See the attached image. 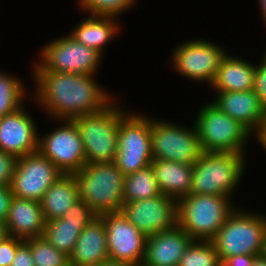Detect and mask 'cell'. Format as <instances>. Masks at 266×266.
Here are the masks:
<instances>
[{
  "mask_svg": "<svg viewBox=\"0 0 266 266\" xmlns=\"http://www.w3.org/2000/svg\"><path fill=\"white\" fill-rule=\"evenodd\" d=\"M30 65L35 86L28 99L42 109L50 121L96 113L117 98L99 84L97 75L41 71L34 63Z\"/></svg>",
  "mask_w": 266,
  "mask_h": 266,
  "instance_id": "6da1fadb",
  "label": "cell"
},
{
  "mask_svg": "<svg viewBox=\"0 0 266 266\" xmlns=\"http://www.w3.org/2000/svg\"><path fill=\"white\" fill-rule=\"evenodd\" d=\"M248 157L245 154L203 151L192 165V194L229 197L239 191L246 175Z\"/></svg>",
  "mask_w": 266,
  "mask_h": 266,
  "instance_id": "7a4b0ae2",
  "label": "cell"
},
{
  "mask_svg": "<svg viewBox=\"0 0 266 266\" xmlns=\"http://www.w3.org/2000/svg\"><path fill=\"white\" fill-rule=\"evenodd\" d=\"M79 199L97 215L121 212L125 175L114 162L85 163L73 173Z\"/></svg>",
  "mask_w": 266,
  "mask_h": 266,
  "instance_id": "3957f363",
  "label": "cell"
},
{
  "mask_svg": "<svg viewBox=\"0 0 266 266\" xmlns=\"http://www.w3.org/2000/svg\"><path fill=\"white\" fill-rule=\"evenodd\" d=\"M118 99L101 111L72 119L83 143L85 163L115 162L119 121L129 111Z\"/></svg>",
  "mask_w": 266,
  "mask_h": 266,
  "instance_id": "277c9868",
  "label": "cell"
},
{
  "mask_svg": "<svg viewBox=\"0 0 266 266\" xmlns=\"http://www.w3.org/2000/svg\"><path fill=\"white\" fill-rule=\"evenodd\" d=\"M265 230V212L237 205L211 241L222 263L235 255L260 256Z\"/></svg>",
  "mask_w": 266,
  "mask_h": 266,
  "instance_id": "5b68a950",
  "label": "cell"
},
{
  "mask_svg": "<svg viewBox=\"0 0 266 266\" xmlns=\"http://www.w3.org/2000/svg\"><path fill=\"white\" fill-rule=\"evenodd\" d=\"M225 196L192 194L177 203V225L193 240L211 241L240 204Z\"/></svg>",
  "mask_w": 266,
  "mask_h": 266,
  "instance_id": "8992f818",
  "label": "cell"
},
{
  "mask_svg": "<svg viewBox=\"0 0 266 266\" xmlns=\"http://www.w3.org/2000/svg\"><path fill=\"white\" fill-rule=\"evenodd\" d=\"M195 115L193 122L203 151L247 156L248 141L254 135L240 122L220 110L211 100L199 106Z\"/></svg>",
  "mask_w": 266,
  "mask_h": 266,
  "instance_id": "52a82bcc",
  "label": "cell"
},
{
  "mask_svg": "<svg viewBox=\"0 0 266 266\" xmlns=\"http://www.w3.org/2000/svg\"><path fill=\"white\" fill-rule=\"evenodd\" d=\"M52 40V41H51ZM39 47L34 63L41 71L97 75L103 55L77 42L69 34L61 35Z\"/></svg>",
  "mask_w": 266,
  "mask_h": 266,
  "instance_id": "ba28073f",
  "label": "cell"
},
{
  "mask_svg": "<svg viewBox=\"0 0 266 266\" xmlns=\"http://www.w3.org/2000/svg\"><path fill=\"white\" fill-rule=\"evenodd\" d=\"M177 44L173 45L169 57L174 73L194 83L197 81L204 85L205 82L210 87L221 60L228 52L225 47L211 39L198 37Z\"/></svg>",
  "mask_w": 266,
  "mask_h": 266,
  "instance_id": "9c48e42d",
  "label": "cell"
},
{
  "mask_svg": "<svg viewBox=\"0 0 266 266\" xmlns=\"http://www.w3.org/2000/svg\"><path fill=\"white\" fill-rule=\"evenodd\" d=\"M129 110L119 121L118 149L115 164L127 176L150 165L153 161L151 146V114Z\"/></svg>",
  "mask_w": 266,
  "mask_h": 266,
  "instance_id": "30bf717a",
  "label": "cell"
},
{
  "mask_svg": "<svg viewBox=\"0 0 266 266\" xmlns=\"http://www.w3.org/2000/svg\"><path fill=\"white\" fill-rule=\"evenodd\" d=\"M174 123L151 116V146L153 159L193 165L203 149L194 123Z\"/></svg>",
  "mask_w": 266,
  "mask_h": 266,
  "instance_id": "8fae6325",
  "label": "cell"
},
{
  "mask_svg": "<svg viewBox=\"0 0 266 266\" xmlns=\"http://www.w3.org/2000/svg\"><path fill=\"white\" fill-rule=\"evenodd\" d=\"M52 121L59 126L46 134L39 132L38 151L63 174L78 172L85 165V152L75 122L66 119Z\"/></svg>",
  "mask_w": 266,
  "mask_h": 266,
  "instance_id": "7c38bea8",
  "label": "cell"
},
{
  "mask_svg": "<svg viewBox=\"0 0 266 266\" xmlns=\"http://www.w3.org/2000/svg\"><path fill=\"white\" fill-rule=\"evenodd\" d=\"M63 173L39 151L18 158L12 177L13 196L40 202Z\"/></svg>",
  "mask_w": 266,
  "mask_h": 266,
  "instance_id": "4fadbf2b",
  "label": "cell"
},
{
  "mask_svg": "<svg viewBox=\"0 0 266 266\" xmlns=\"http://www.w3.org/2000/svg\"><path fill=\"white\" fill-rule=\"evenodd\" d=\"M101 217L105 222L109 260L141 266L147 237L122 212Z\"/></svg>",
  "mask_w": 266,
  "mask_h": 266,
  "instance_id": "5bb4252c",
  "label": "cell"
},
{
  "mask_svg": "<svg viewBox=\"0 0 266 266\" xmlns=\"http://www.w3.org/2000/svg\"><path fill=\"white\" fill-rule=\"evenodd\" d=\"M177 201L160 195L123 204L121 212L146 237L177 225Z\"/></svg>",
  "mask_w": 266,
  "mask_h": 266,
  "instance_id": "9a60e30c",
  "label": "cell"
},
{
  "mask_svg": "<svg viewBox=\"0 0 266 266\" xmlns=\"http://www.w3.org/2000/svg\"><path fill=\"white\" fill-rule=\"evenodd\" d=\"M26 106V107H25ZM27 104L0 118V150L21 157L38 151L39 129Z\"/></svg>",
  "mask_w": 266,
  "mask_h": 266,
  "instance_id": "2e32d148",
  "label": "cell"
},
{
  "mask_svg": "<svg viewBox=\"0 0 266 266\" xmlns=\"http://www.w3.org/2000/svg\"><path fill=\"white\" fill-rule=\"evenodd\" d=\"M211 101L224 113L240 122L254 136L261 130L266 120V109L253 90L213 92Z\"/></svg>",
  "mask_w": 266,
  "mask_h": 266,
  "instance_id": "e0dca14e",
  "label": "cell"
},
{
  "mask_svg": "<svg viewBox=\"0 0 266 266\" xmlns=\"http://www.w3.org/2000/svg\"><path fill=\"white\" fill-rule=\"evenodd\" d=\"M193 239L178 225L147 237L141 266H178Z\"/></svg>",
  "mask_w": 266,
  "mask_h": 266,
  "instance_id": "ac0fdd59",
  "label": "cell"
},
{
  "mask_svg": "<svg viewBox=\"0 0 266 266\" xmlns=\"http://www.w3.org/2000/svg\"><path fill=\"white\" fill-rule=\"evenodd\" d=\"M85 16L68 33L77 42L93 48L105 56L106 46H109L111 41L123 33L121 29L124 25L119 22L120 18L116 17L87 14Z\"/></svg>",
  "mask_w": 266,
  "mask_h": 266,
  "instance_id": "d6986e66",
  "label": "cell"
},
{
  "mask_svg": "<svg viewBox=\"0 0 266 266\" xmlns=\"http://www.w3.org/2000/svg\"><path fill=\"white\" fill-rule=\"evenodd\" d=\"M109 260L105 222L97 216L80 233L72 253L70 266H94Z\"/></svg>",
  "mask_w": 266,
  "mask_h": 266,
  "instance_id": "ffe728a7",
  "label": "cell"
},
{
  "mask_svg": "<svg viewBox=\"0 0 266 266\" xmlns=\"http://www.w3.org/2000/svg\"><path fill=\"white\" fill-rule=\"evenodd\" d=\"M4 223L9 236L22 240L43 236L45 220L40 202L13 196Z\"/></svg>",
  "mask_w": 266,
  "mask_h": 266,
  "instance_id": "44dd1931",
  "label": "cell"
},
{
  "mask_svg": "<svg viewBox=\"0 0 266 266\" xmlns=\"http://www.w3.org/2000/svg\"><path fill=\"white\" fill-rule=\"evenodd\" d=\"M255 63L229 51L221 64L209 89L213 92L250 91L253 90Z\"/></svg>",
  "mask_w": 266,
  "mask_h": 266,
  "instance_id": "7402d4cb",
  "label": "cell"
},
{
  "mask_svg": "<svg viewBox=\"0 0 266 266\" xmlns=\"http://www.w3.org/2000/svg\"><path fill=\"white\" fill-rule=\"evenodd\" d=\"M150 165L163 195L178 202L190 194L192 165L157 159Z\"/></svg>",
  "mask_w": 266,
  "mask_h": 266,
  "instance_id": "603a6c76",
  "label": "cell"
},
{
  "mask_svg": "<svg viewBox=\"0 0 266 266\" xmlns=\"http://www.w3.org/2000/svg\"><path fill=\"white\" fill-rule=\"evenodd\" d=\"M77 200H79L78 187L73 174L61 175L40 201L45 222L63 217Z\"/></svg>",
  "mask_w": 266,
  "mask_h": 266,
  "instance_id": "cb8c5ba5",
  "label": "cell"
},
{
  "mask_svg": "<svg viewBox=\"0 0 266 266\" xmlns=\"http://www.w3.org/2000/svg\"><path fill=\"white\" fill-rule=\"evenodd\" d=\"M84 227L80 221L61 217L45 222L43 236L55 248L69 256Z\"/></svg>",
  "mask_w": 266,
  "mask_h": 266,
  "instance_id": "d4e9b609",
  "label": "cell"
},
{
  "mask_svg": "<svg viewBox=\"0 0 266 266\" xmlns=\"http://www.w3.org/2000/svg\"><path fill=\"white\" fill-rule=\"evenodd\" d=\"M23 81L21 76L0 69V118L22 107L31 95V89Z\"/></svg>",
  "mask_w": 266,
  "mask_h": 266,
  "instance_id": "484cf974",
  "label": "cell"
},
{
  "mask_svg": "<svg viewBox=\"0 0 266 266\" xmlns=\"http://www.w3.org/2000/svg\"><path fill=\"white\" fill-rule=\"evenodd\" d=\"M162 195L151 165L128 174L124 180L123 203Z\"/></svg>",
  "mask_w": 266,
  "mask_h": 266,
  "instance_id": "4316f807",
  "label": "cell"
},
{
  "mask_svg": "<svg viewBox=\"0 0 266 266\" xmlns=\"http://www.w3.org/2000/svg\"><path fill=\"white\" fill-rule=\"evenodd\" d=\"M77 8L83 15L119 18L138 5V0H77Z\"/></svg>",
  "mask_w": 266,
  "mask_h": 266,
  "instance_id": "83f0119b",
  "label": "cell"
},
{
  "mask_svg": "<svg viewBox=\"0 0 266 266\" xmlns=\"http://www.w3.org/2000/svg\"><path fill=\"white\" fill-rule=\"evenodd\" d=\"M30 247L35 266H70L69 256L50 244L44 236L24 240Z\"/></svg>",
  "mask_w": 266,
  "mask_h": 266,
  "instance_id": "f1b7e54d",
  "label": "cell"
},
{
  "mask_svg": "<svg viewBox=\"0 0 266 266\" xmlns=\"http://www.w3.org/2000/svg\"><path fill=\"white\" fill-rule=\"evenodd\" d=\"M222 262L212 241L193 240L178 266H221Z\"/></svg>",
  "mask_w": 266,
  "mask_h": 266,
  "instance_id": "f546056e",
  "label": "cell"
},
{
  "mask_svg": "<svg viewBox=\"0 0 266 266\" xmlns=\"http://www.w3.org/2000/svg\"><path fill=\"white\" fill-rule=\"evenodd\" d=\"M96 217L91 207L82 199L77 200L63 216L66 220L80 221L84 226Z\"/></svg>",
  "mask_w": 266,
  "mask_h": 266,
  "instance_id": "4dcf8cb0",
  "label": "cell"
},
{
  "mask_svg": "<svg viewBox=\"0 0 266 266\" xmlns=\"http://www.w3.org/2000/svg\"><path fill=\"white\" fill-rule=\"evenodd\" d=\"M18 156L0 150V186H10L16 170Z\"/></svg>",
  "mask_w": 266,
  "mask_h": 266,
  "instance_id": "1f68e13d",
  "label": "cell"
},
{
  "mask_svg": "<svg viewBox=\"0 0 266 266\" xmlns=\"http://www.w3.org/2000/svg\"><path fill=\"white\" fill-rule=\"evenodd\" d=\"M261 56L260 62L255 64V78L253 91L266 109V52Z\"/></svg>",
  "mask_w": 266,
  "mask_h": 266,
  "instance_id": "d6a6232c",
  "label": "cell"
},
{
  "mask_svg": "<svg viewBox=\"0 0 266 266\" xmlns=\"http://www.w3.org/2000/svg\"><path fill=\"white\" fill-rule=\"evenodd\" d=\"M24 243V240L13 236H6L0 241V266H10L17 249Z\"/></svg>",
  "mask_w": 266,
  "mask_h": 266,
  "instance_id": "836d02e7",
  "label": "cell"
},
{
  "mask_svg": "<svg viewBox=\"0 0 266 266\" xmlns=\"http://www.w3.org/2000/svg\"><path fill=\"white\" fill-rule=\"evenodd\" d=\"M10 266H35L31 249L25 242L17 249Z\"/></svg>",
  "mask_w": 266,
  "mask_h": 266,
  "instance_id": "e575fe53",
  "label": "cell"
},
{
  "mask_svg": "<svg viewBox=\"0 0 266 266\" xmlns=\"http://www.w3.org/2000/svg\"><path fill=\"white\" fill-rule=\"evenodd\" d=\"M13 194L10 186H0V220L4 221L7 218L10 202Z\"/></svg>",
  "mask_w": 266,
  "mask_h": 266,
  "instance_id": "d590c367",
  "label": "cell"
},
{
  "mask_svg": "<svg viewBox=\"0 0 266 266\" xmlns=\"http://www.w3.org/2000/svg\"><path fill=\"white\" fill-rule=\"evenodd\" d=\"M255 255H235L229 257L223 264L225 266H252Z\"/></svg>",
  "mask_w": 266,
  "mask_h": 266,
  "instance_id": "8d00e7d4",
  "label": "cell"
},
{
  "mask_svg": "<svg viewBox=\"0 0 266 266\" xmlns=\"http://www.w3.org/2000/svg\"><path fill=\"white\" fill-rule=\"evenodd\" d=\"M256 138V142L259 143L261 147V149L263 148L264 154L266 153V120L264 122V124L261 127V130L259 131V133L254 137Z\"/></svg>",
  "mask_w": 266,
  "mask_h": 266,
  "instance_id": "74e56055",
  "label": "cell"
},
{
  "mask_svg": "<svg viewBox=\"0 0 266 266\" xmlns=\"http://www.w3.org/2000/svg\"><path fill=\"white\" fill-rule=\"evenodd\" d=\"M256 2L259 6L258 11L260 10V19L262 20L264 28H266V0H257Z\"/></svg>",
  "mask_w": 266,
  "mask_h": 266,
  "instance_id": "f35d334b",
  "label": "cell"
},
{
  "mask_svg": "<svg viewBox=\"0 0 266 266\" xmlns=\"http://www.w3.org/2000/svg\"><path fill=\"white\" fill-rule=\"evenodd\" d=\"M94 266H132V265H129L127 263H122V262L107 260L105 262H102V263L97 264V265H94Z\"/></svg>",
  "mask_w": 266,
  "mask_h": 266,
  "instance_id": "ab89813d",
  "label": "cell"
},
{
  "mask_svg": "<svg viewBox=\"0 0 266 266\" xmlns=\"http://www.w3.org/2000/svg\"><path fill=\"white\" fill-rule=\"evenodd\" d=\"M252 266H266V258H264L263 256H256Z\"/></svg>",
  "mask_w": 266,
  "mask_h": 266,
  "instance_id": "60d3db41",
  "label": "cell"
},
{
  "mask_svg": "<svg viewBox=\"0 0 266 266\" xmlns=\"http://www.w3.org/2000/svg\"><path fill=\"white\" fill-rule=\"evenodd\" d=\"M6 236H8L6 225L4 221L0 220V241L3 240Z\"/></svg>",
  "mask_w": 266,
  "mask_h": 266,
  "instance_id": "b9f144b4",
  "label": "cell"
},
{
  "mask_svg": "<svg viewBox=\"0 0 266 266\" xmlns=\"http://www.w3.org/2000/svg\"><path fill=\"white\" fill-rule=\"evenodd\" d=\"M261 256L266 258V230L264 232V237H263V248H262Z\"/></svg>",
  "mask_w": 266,
  "mask_h": 266,
  "instance_id": "7bdbcfd3",
  "label": "cell"
}]
</instances>
